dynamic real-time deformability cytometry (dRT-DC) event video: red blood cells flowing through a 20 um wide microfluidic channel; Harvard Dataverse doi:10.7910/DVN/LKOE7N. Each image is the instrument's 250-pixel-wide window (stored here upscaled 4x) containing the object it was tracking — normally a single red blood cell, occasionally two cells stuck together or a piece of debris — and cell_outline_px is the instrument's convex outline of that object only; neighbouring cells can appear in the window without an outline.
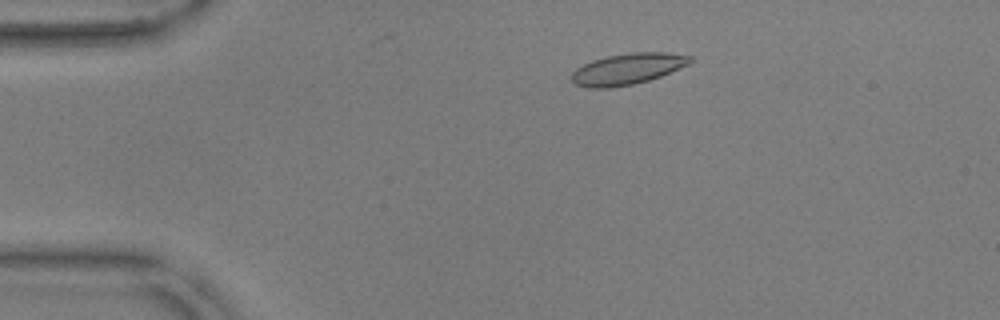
{"species": "common noctule bat (a hibernating species)", "species_latin": "Nyctalus noctula", "temperature_condition": "warm", "stored_images_in_passage": 49, "camera_frame_rate_fps": 3000, "um_per_image_px": 0.085, "animal": {"sex": "male", "body_mass_g": 17.9, "forearm_length_mm": 54.2}, "frame": {"image": 1, "passage_image": 4, "time_ms": 1.0, "image_size_px": [1000, 320], "cell_outline_px": [[696, 60], [688, 64], [660, 76], [648, 80], [632, 84], [608, 88], [588, 88], [576, 84], [572, 80], [572, 72], [576, 68], [592, 60], [608, 56], [632, 52], [668, 52], [692, 56]], "centroid_in_image_um": [53.36, 5.85], "position_along_channel_um": 31.6, "area_um2": 21.39}}
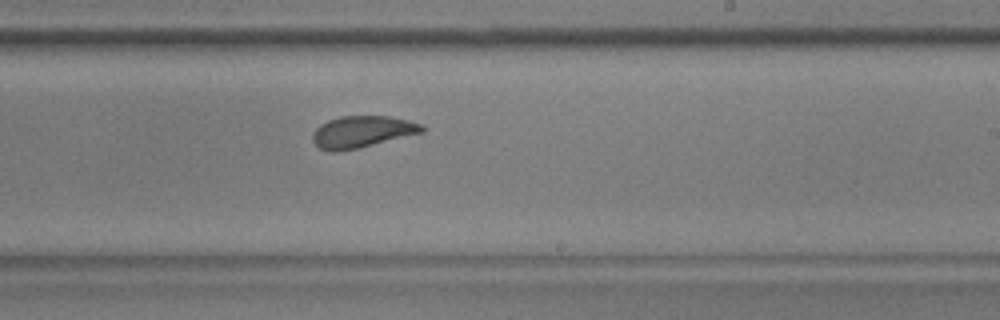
{"frame": {"image": 2, "passage_image": 27, "time_ms": 8.667, "image_size_px": [1000, 320], "cell_outline_px": [[424, 132], [340, 152], [328, 152], [320, 148], [312, 140], [312, 132], [320, 124], [328, 120], [340, 116], [388, 116], [408, 120], [420, 124], [424, 128]], "centroid_in_image_um": [30.72, 11.2], "position_along_channel_um": 258.3, "area_um2": 20.17}}
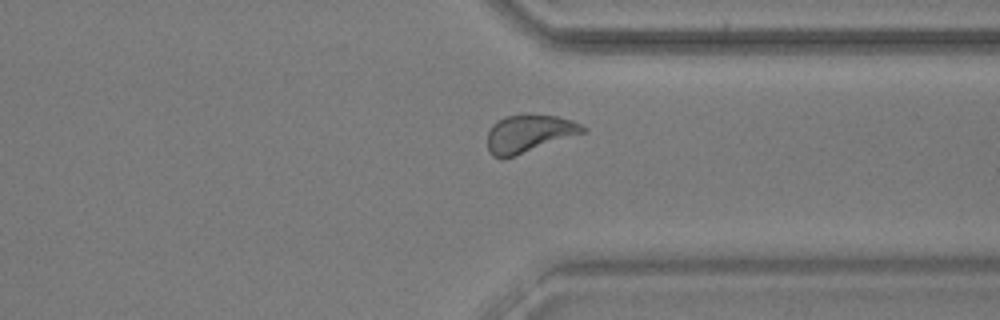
{"frame": {"image": 3, "passage_image": 36, "time_ms": 11.667, "image_size_px": [1000, 320], "cell_outline_px": [[588, 132], [504, 160], [500, 160], [492, 156], [488, 152], [488, 132], [492, 124], [504, 116], [556, 116], [572, 120], [588, 128]], "centroid_in_image_um": [44.97, 11.41], "position_along_channel_um": 366.4, "area_um2": 21.15}, "authors_computed_cell_mechanics": {"area_um2": 20.7502, "velocity_mm_per_s": 3.6089, "shape_relaxation_time_tau1_ms": 7.4093, "shape_relaxation_time_tau2_ms": 0.6943, "deformation_change_tau1": 0.2077, "deformation_change_tau2": 0.0728}}